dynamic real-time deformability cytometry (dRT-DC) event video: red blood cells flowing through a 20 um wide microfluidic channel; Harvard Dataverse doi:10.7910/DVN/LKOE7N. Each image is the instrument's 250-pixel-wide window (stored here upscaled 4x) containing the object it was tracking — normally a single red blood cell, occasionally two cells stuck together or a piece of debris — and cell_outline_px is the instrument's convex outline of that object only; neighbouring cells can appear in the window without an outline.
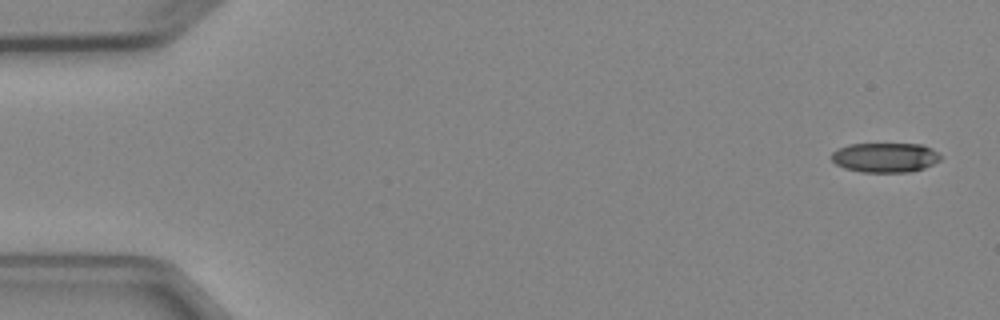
{"species": "Egyptian fruit bat (a non-hibernating species)", "species_latin": "Rousettus aegyptiacus", "temperature_condition": "cold", "stored_images_in_passage": 6, "camera_frame_rate_fps": 3000, "um_per_image_px": 0.085, "animal": {"sex": "female"}, "frame": {"image": 1, "passage_image": 1, "time_ms": 0.0, "image_size_px": [1000, 320], "cell_outline_px": [[940, 160], [924, 168], [908, 172], [860, 172], [844, 168], [836, 164], [832, 160], [832, 152], [836, 148], [848, 144], [920, 144], [932, 148], [940, 156]], "centroid_in_image_um": [75.2, 13.38], "position_along_channel_um": 9.8, "area_um2": 18.84}}
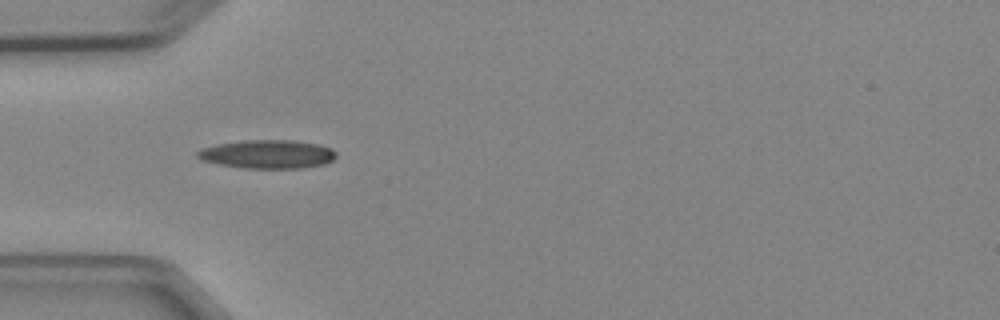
{"frame": {"image": 2, "passage_image": 5, "time_ms": 4.667, "image_size_px": [1000, 320], "cell_outline_px": [[336, 156], [332, 160], [324, 164], [300, 168], [244, 168], [220, 164], [200, 160], [196, 156], [196, 152], [200, 148], [216, 144], [244, 140], [292, 140], [320, 144], [332, 148], [336, 152]], "centroid_in_image_um": [22.72, 13.1], "position_along_channel_um": 62.3, "area_um2": 23.24}}